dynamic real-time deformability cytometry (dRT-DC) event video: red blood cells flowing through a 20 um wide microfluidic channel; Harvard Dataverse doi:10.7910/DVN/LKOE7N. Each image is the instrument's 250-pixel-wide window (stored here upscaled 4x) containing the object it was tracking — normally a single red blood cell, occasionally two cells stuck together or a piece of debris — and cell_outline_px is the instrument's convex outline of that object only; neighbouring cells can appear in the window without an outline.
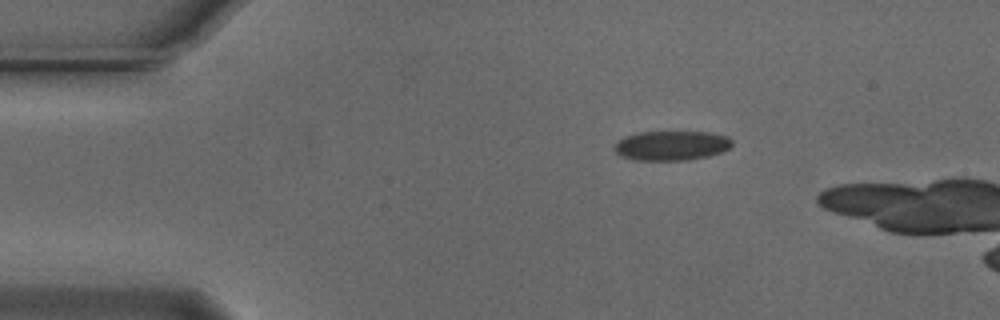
{"species": "Egyptian fruit bat (a non-hibernating species)", "species_latin": "Rousettus aegyptiacus", "temperature_condition": "cold", "stored_images_in_passage": 7, "camera_frame_rate_fps": 3000, "um_per_image_px": 0.085, "animal": {"sex": "male"}, "frame": {"image": 1, "passage_image": 1, "time_ms": 0.0, "image_size_px": [1000, 320], "cell_outline_px": [[732, 144], [728, 148], [720, 152], [708, 156], [688, 160], [636, 160], [624, 156], [616, 152], [616, 144], [620, 140], [628, 136], [640, 132], [712, 132], [728, 136], [732, 140]], "centroid_in_image_um": [57.15, 12.37], "position_along_channel_um": 27.9, "area_um2": 19.94}}